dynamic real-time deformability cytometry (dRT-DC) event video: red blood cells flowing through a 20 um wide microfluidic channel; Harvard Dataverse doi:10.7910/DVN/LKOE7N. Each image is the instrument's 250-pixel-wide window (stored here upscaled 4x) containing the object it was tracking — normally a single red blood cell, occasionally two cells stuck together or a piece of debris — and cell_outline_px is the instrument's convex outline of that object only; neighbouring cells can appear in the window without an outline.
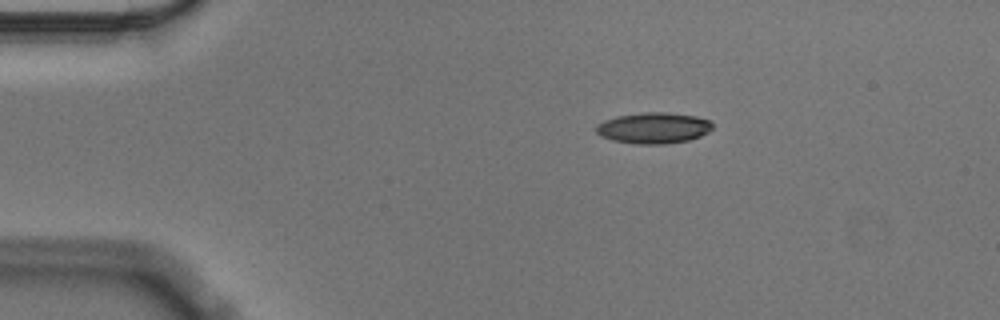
{"species": "Egyptian fruit bat (a non-hibernating species)", "species_latin": "Rousettus aegyptiacus", "temperature_condition": "cold", "stored_images_in_passage": 47, "camera_frame_rate_fps": 3000, "um_per_image_px": 0.085, "animal": {"sex": "male"}, "frame": {"image": 1, "passage_image": 1, "time_ms": 0.0, "image_size_px": [1000, 320], "cell_outline_px": [[712, 128], [708, 132], [700, 136], [688, 140], [664, 144], [636, 144], [612, 140], [600, 136], [596, 132], [596, 124], [604, 120], [616, 116], [644, 112], [668, 112], [696, 116], [712, 120]], "centroid_in_image_um": [55.55, 10.87], "position_along_channel_um": 29.5, "area_um2": 21.21}}
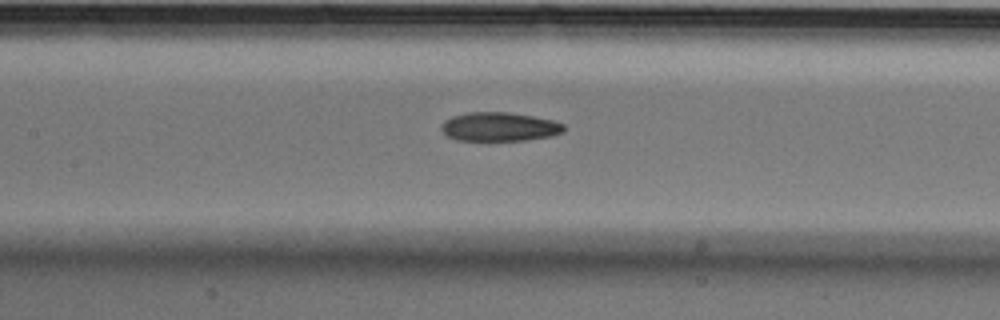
{"frame": {"image": 2, "passage_image": 17, "time_ms": 5.333, "image_size_px": [1000, 320], "cell_outline_px": [[564, 132], [552, 136], [524, 140], [456, 140], [448, 136], [440, 128], [440, 124], [444, 120], [452, 116], [468, 112], [508, 112], [532, 116], [552, 120], [564, 124]], "centroid_in_image_um": [42.43, 10.77], "position_along_channel_um": 165.0, "area_um2": 20.63}}
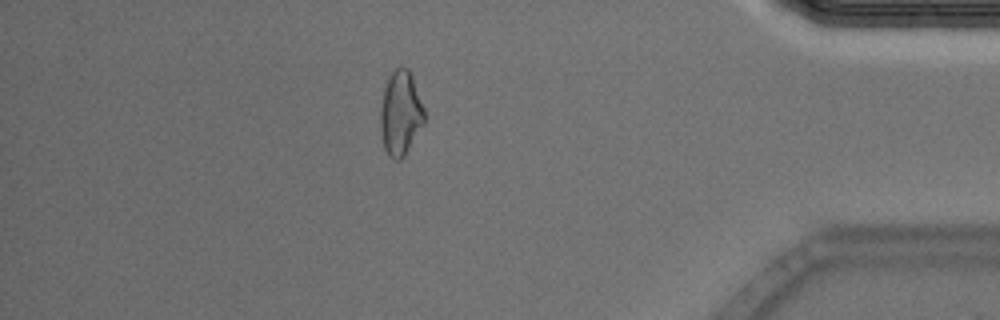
{"frame": {"image": 3, "passage_image": 40, "time_ms": 13.0, "image_size_px": [1000, 320], "cell_outline_px": [[424, 124], [404, 156], [400, 160], [396, 160], [388, 156], [384, 148], [380, 128], [380, 108], [384, 88], [388, 76], [400, 64], [408, 68], [412, 76], [424, 108]], "centroid_in_image_um": [34.03, 9.61], "position_along_channel_um": 401.2, "area_um2": 21.79}, "authors_computed_cell_mechanics": {"area_um2": 21.2704, "velocity_mm_per_s": 3.5534, "shape_relaxation_time_tau1_ms": 9.8623, "shape_relaxation_time_tau2_ms": 11.2495, "deformation_change_tau1": 0.1708, "deformation_change_tau2": 0.2253}}